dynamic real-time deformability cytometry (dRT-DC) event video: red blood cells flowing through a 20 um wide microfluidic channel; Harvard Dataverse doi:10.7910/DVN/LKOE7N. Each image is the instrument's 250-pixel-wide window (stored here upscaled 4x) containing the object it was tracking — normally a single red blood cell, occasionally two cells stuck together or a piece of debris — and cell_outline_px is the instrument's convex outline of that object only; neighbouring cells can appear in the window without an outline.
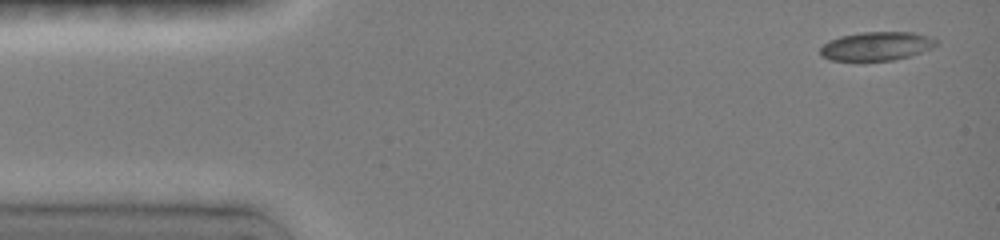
{"species": "common noctule bat (a hibernating species)", "species_latin": "Nyctalus noctula", "temperature_condition": "room temperature", "stored_images_in_passage": 11, "camera_frame_rate_fps": 3000, "um_per_image_px": 0.085, "animal": {"sex": "female", "body_mass_g": 19.0, "forearm_length_mm": 51.5}, "frame": {"image": 1, "passage_image": 1, "time_ms": 0.0, "image_size_px": [1000, 240], "cell_outline_px": [[936, 44], [932, 48], [908, 56], [892, 60], [828, 60], [820, 56], [820, 48], [828, 40], [840, 36], [860, 32], [912, 32], [932, 36], [936, 40]], "centroid_in_image_um": [74.47, 3.91], "position_along_channel_um": 10.5, "area_um2": 19.36}}
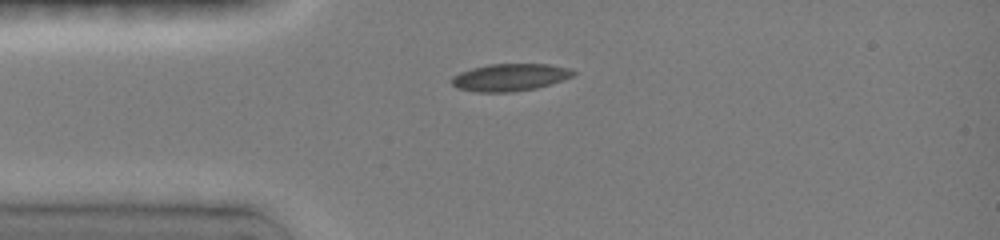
{"frame": {"image": 2, "passage_image": 6, "time_ms": 3.0, "image_size_px": [1000, 240], "cell_outline_px": [[576, 72], [572, 76], [536, 88], [512, 92], [476, 92], [460, 88], [452, 84], [452, 76], [460, 72], [472, 68], [492, 64], [548, 64], [568, 68]], "centroid_in_image_um": [43.32, 6.57], "position_along_channel_um": 41.7, "area_um2": 19.02}}
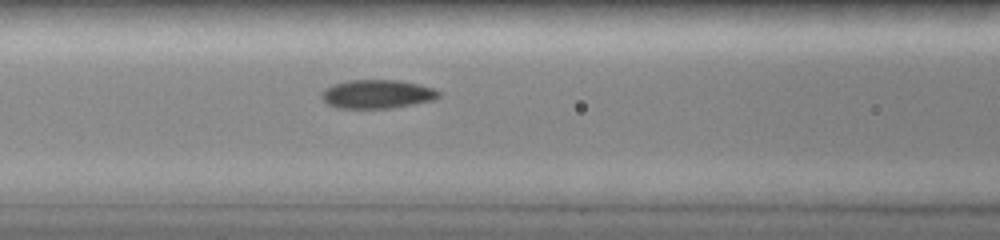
{"frame": {"image": 3, "passage_image": 11, "time_ms": 5.667, "image_size_px": [1000, 240], "cell_outline_px": [[440, 96], [432, 100], [412, 104], [388, 108], [336, 108], [328, 104], [320, 96], [328, 88], [336, 84], [352, 80], [400, 80], [432, 88], [440, 92]], "centroid_in_image_um": [32.07, 8.0], "position_along_channel_um": 134.5, "area_um2": 19.13}}